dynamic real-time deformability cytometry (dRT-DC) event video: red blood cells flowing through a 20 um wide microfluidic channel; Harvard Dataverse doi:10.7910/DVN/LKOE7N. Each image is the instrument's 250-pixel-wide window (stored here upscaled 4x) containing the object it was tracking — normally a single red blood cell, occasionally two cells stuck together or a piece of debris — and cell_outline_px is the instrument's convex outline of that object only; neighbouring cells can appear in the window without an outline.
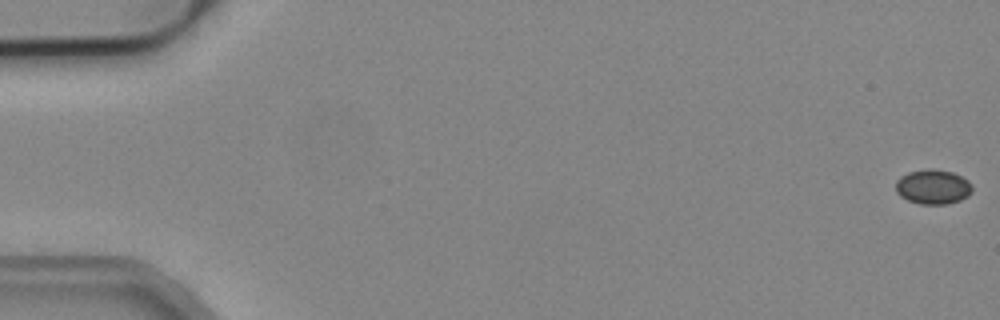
{"species": "common noctule bat (a hibernating species)", "species_latin": "Nyctalus noctula", "temperature_condition": "cold", "stored_images_in_passage": 5, "camera_frame_rate_fps": 3000, "um_per_image_px": 0.085, "animal": {"sex": "male", "body_mass_g": 19.2, "forearm_length_mm": 51.8}, "frame": {"image": 1, "passage_image": 1, "time_ms": 0.0, "image_size_px": [1000, 320], "cell_outline_px": [[972, 192], [968, 196], [960, 200], [948, 204], [920, 204], [908, 200], [900, 196], [896, 192], [896, 180], [900, 176], [908, 172], [928, 168], [932, 168], [952, 172], [968, 180], [972, 184]], "centroid_in_image_um": [79.3, 15.88], "position_along_channel_um": 5.7, "area_um2": 15.61}}
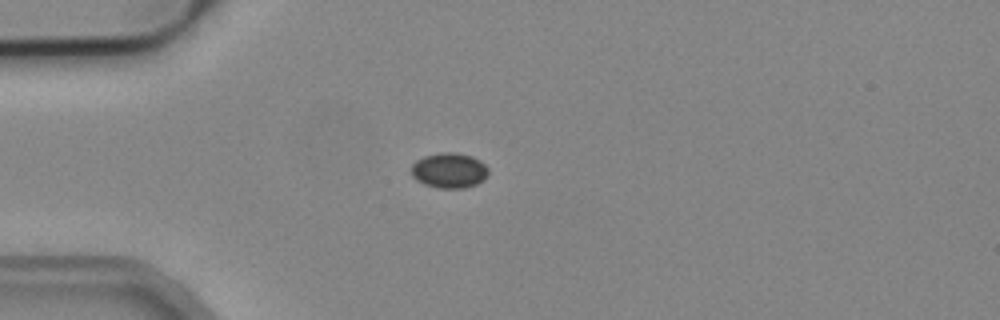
{"frame": {"image": 2, "passage_image": 5, "time_ms": 1.333, "image_size_px": [1000, 320], "cell_outline_px": [[488, 176], [484, 180], [476, 184], [464, 188], [436, 188], [424, 184], [416, 180], [412, 176], [412, 164], [416, 160], [424, 156], [440, 152], [456, 152], [472, 156], [480, 160], [488, 168]], "centroid_in_image_um": [38.19, 14.48], "position_along_channel_um": 46.8, "area_um2": 16.01}}